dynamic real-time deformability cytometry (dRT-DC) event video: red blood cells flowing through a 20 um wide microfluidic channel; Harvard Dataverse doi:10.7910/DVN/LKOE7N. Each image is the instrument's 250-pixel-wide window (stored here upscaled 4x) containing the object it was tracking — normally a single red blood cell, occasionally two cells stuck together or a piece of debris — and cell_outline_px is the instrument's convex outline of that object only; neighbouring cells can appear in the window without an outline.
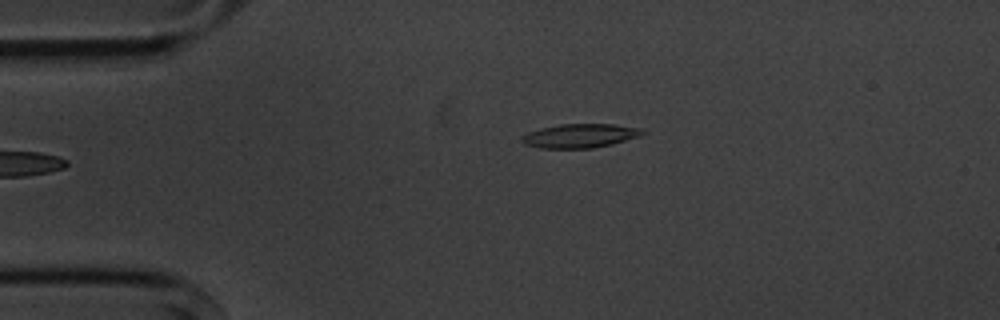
{"species": "common noctule bat (a hibernating species)", "species_latin": "Nyctalus noctula", "temperature_condition": "cold", "stored_images_in_passage": 5, "camera_frame_rate_fps": 3000, "um_per_image_px": 0.085, "animal": {"sex": "male", "body_mass_g": 20.1, "forearm_length_mm": 53.5}, "frame": {"image": 1, "passage_image": 5, "time_ms": 4.333, "image_size_px": [1000, 320], "cell_outline_px": [[644, 132], [636, 136], [612, 144], [592, 148], [540, 148], [524, 144], [520, 140], [520, 136], [528, 132], [540, 128], [560, 124], [616, 124], [644, 128]], "centroid_in_image_um": [49.25, 11.53], "position_along_channel_um": 35.8, "area_um2": 16.82}}